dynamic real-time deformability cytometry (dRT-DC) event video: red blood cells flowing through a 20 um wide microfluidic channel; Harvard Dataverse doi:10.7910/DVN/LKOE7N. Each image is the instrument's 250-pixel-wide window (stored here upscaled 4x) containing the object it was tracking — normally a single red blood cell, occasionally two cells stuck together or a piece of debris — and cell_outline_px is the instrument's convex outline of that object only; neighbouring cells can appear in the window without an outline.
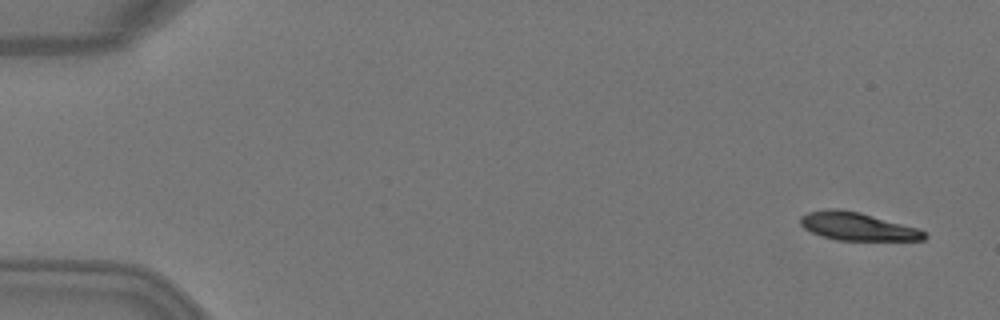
{"species": "Egyptian fruit bat (a non-hibernating species)", "species_latin": "Rousettus aegyptiacus", "temperature_condition": "warm", "stored_images_in_passage": 5, "camera_frame_rate_fps": 3000, "um_per_image_px": 0.085, "animal": {"sex": "female"}, "frame": {"image": 1, "passage_image": 1, "time_ms": 0.0, "image_size_px": [1000, 320], "cell_outline_px": [[928, 236], [924, 240], [836, 240], [812, 232], [804, 228], [800, 224], [800, 216], [808, 212], [824, 208], [840, 208], [860, 212], [916, 228], [924, 232]], "centroid_in_image_um": [72.83, 19.23], "position_along_channel_um": 12.2, "area_um2": 20.11}}